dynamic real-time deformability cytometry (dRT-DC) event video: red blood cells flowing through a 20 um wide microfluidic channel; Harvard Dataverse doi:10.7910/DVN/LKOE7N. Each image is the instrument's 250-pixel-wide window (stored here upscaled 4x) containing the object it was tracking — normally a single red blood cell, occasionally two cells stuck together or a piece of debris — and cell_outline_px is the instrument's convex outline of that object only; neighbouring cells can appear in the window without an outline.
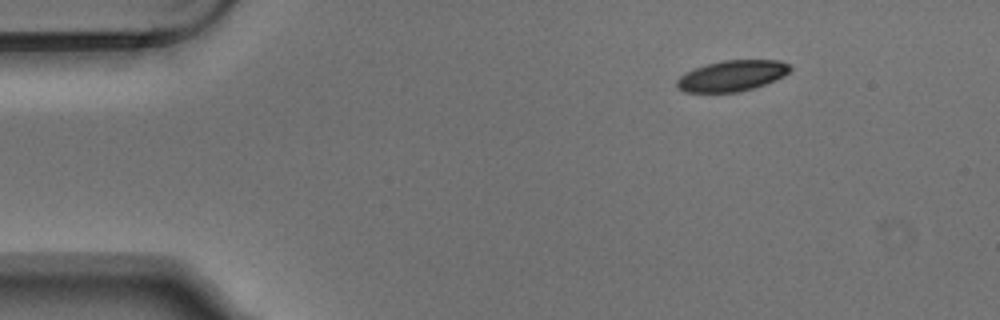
{"species": "Egyptian fruit bat (a non-hibernating species)", "species_latin": "Rousettus aegyptiacus", "temperature_condition": "warm", "stored_images_in_passage": 4, "camera_frame_rate_fps": 3000, "um_per_image_px": 0.085, "animal": {"sex": "male"}, "frame": {"image": 1, "passage_image": 1, "time_ms": 0.0, "image_size_px": [1000, 320], "cell_outline_px": [[792, 68], [784, 76], [776, 80], [740, 92], [684, 92], [676, 88], [676, 80], [680, 76], [696, 68], [708, 64], [724, 60], [780, 60], [788, 64]], "centroid_in_image_um": [62.22, 6.45], "position_along_channel_um": 22.8, "area_um2": 20.23}}
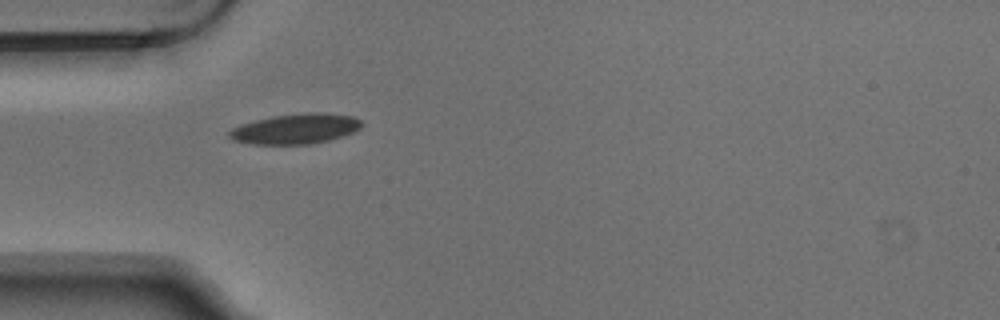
{"frame": {"image": 2, "passage_image": 3, "time_ms": 0.667, "image_size_px": [1000, 320], "cell_outline_px": [[360, 128], [352, 132], [328, 140], [308, 144], [252, 144], [232, 140], [228, 136], [228, 132], [232, 128], [240, 124], [256, 120], [276, 116], [308, 112], [328, 112], [352, 116], [360, 120]], "centroid_in_image_um": [25.09, 10.94], "position_along_channel_um": 59.9, "area_um2": 23.06}}
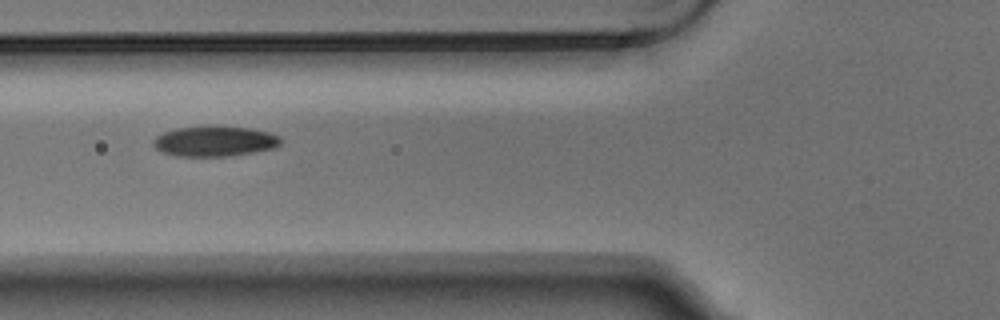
{"frame": {"image": 3, "passage_image": 4, "time_ms": 1.0, "image_size_px": [1000, 320], "cell_outline_px": [[280, 144], [276, 148], [232, 156], [176, 156], [164, 152], [156, 148], [152, 144], [156, 136], [164, 132], [176, 128], [220, 124], [248, 128], [268, 132], [280, 136]], "centroid_in_image_um": [18.27, 11.98], "position_along_channel_um": 107.5, "area_um2": 22.89}}